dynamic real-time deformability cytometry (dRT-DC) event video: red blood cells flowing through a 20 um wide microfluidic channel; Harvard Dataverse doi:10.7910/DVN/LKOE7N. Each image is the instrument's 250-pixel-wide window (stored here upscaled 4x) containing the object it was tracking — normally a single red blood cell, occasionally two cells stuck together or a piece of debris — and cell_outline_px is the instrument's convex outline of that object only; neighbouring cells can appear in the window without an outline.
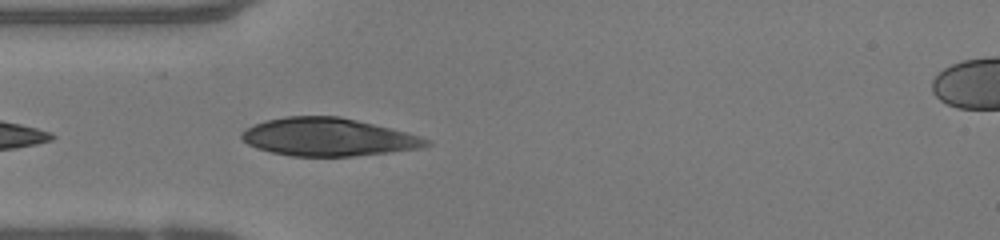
{"species": "human", "species_latin": "Homo sapiens", "temperature_condition": "warm", "stored_images_in_passage": 34, "camera_frame_rate_fps": 3000, "um_per_image_px": 0.085, "donor": {"sex": "female"}, "frame": {"image": 1, "passage_image": 2, "time_ms": 0.333, "image_size_px": [1000, 240], "cell_outline_px": [[432, 144], [420, 148], [356, 156], [292, 156], [272, 152], [256, 148], [248, 144], [240, 136], [240, 132], [256, 124], [268, 120], [284, 116], [340, 116], [392, 128], [420, 136], [428, 140]], "centroid_in_image_um": [27.9, 11.65], "position_along_channel_um": 57.1, "area_um2": 40.63}}
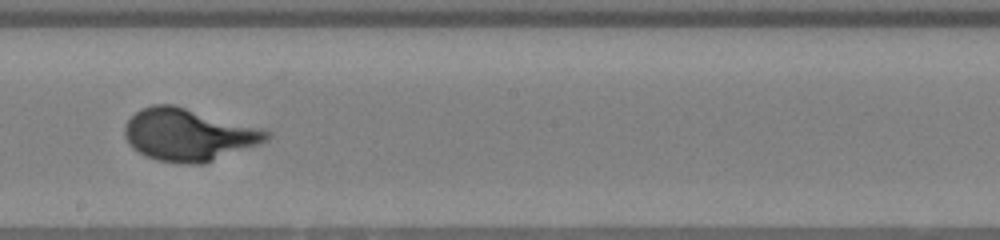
{"frame": {"image": 2, "passage_image": 15, "time_ms": 4.667, "image_size_px": [1000, 240], "cell_outline_px": [[272, 136], [268, 140], [260, 144], [204, 164], [184, 164], [156, 160], [132, 148], [128, 144], [124, 136], [124, 124], [136, 112], [152, 104], [172, 104], [260, 128], [272, 132]], "centroid_in_image_um": [16.02, 11.46], "position_along_channel_um": 232.2, "area_um2": 43.18}}
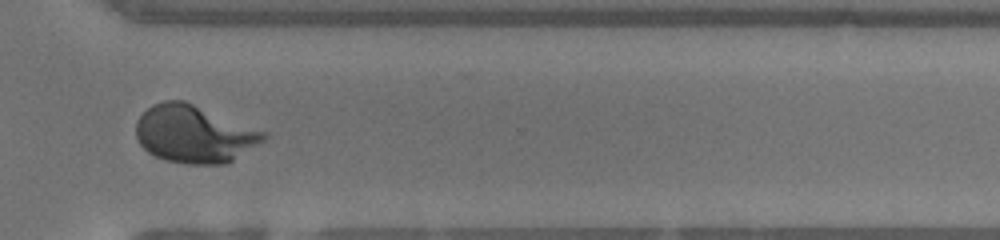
{"frame": {"image": 3, "passage_image": 24, "time_ms": 7.667, "image_size_px": [1000, 240], "cell_outline_px": [[268, 136], [264, 140], [228, 164], [188, 164], [164, 160], [148, 152], [140, 144], [136, 136], [136, 120], [152, 104], [164, 100], [184, 100], [268, 132]], "centroid_in_image_um": [16.52, 11.39], "position_along_channel_um": 354.1, "area_um2": 43.0}}